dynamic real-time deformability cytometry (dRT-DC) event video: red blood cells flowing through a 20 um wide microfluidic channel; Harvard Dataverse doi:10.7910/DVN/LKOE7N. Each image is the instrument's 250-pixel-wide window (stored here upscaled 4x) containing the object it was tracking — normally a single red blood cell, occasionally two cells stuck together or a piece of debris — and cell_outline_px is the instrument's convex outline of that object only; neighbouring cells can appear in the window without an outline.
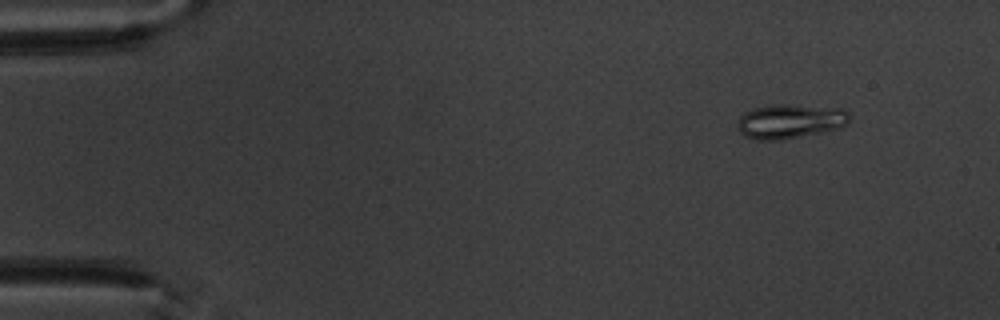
{"species": "common noctule bat (a hibernating species)", "species_latin": "Nyctalus noctula", "temperature_condition": "warm", "stored_images_in_passage": 4, "camera_frame_rate_fps": 3000, "um_per_image_px": 0.085, "animal": {"sex": "male", "body_mass_g": 20.1, "forearm_length_mm": 53.5}, "frame": {"image": 1, "passage_image": 1, "time_ms": 0.0, "image_size_px": [1000, 320], "cell_outline_px": [[848, 124], [840, 128], [784, 140], [756, 140], [744, 136], [736, 128], [736, 124], [740, 116], [744, 112], [752, 108], [768, 104], [784, 104], [844, 108], [848, 112]], "centroid_in_image_um": [67.11, 10.3], "position_along_channel_um": 17.9, "area_um2": 22.89}}
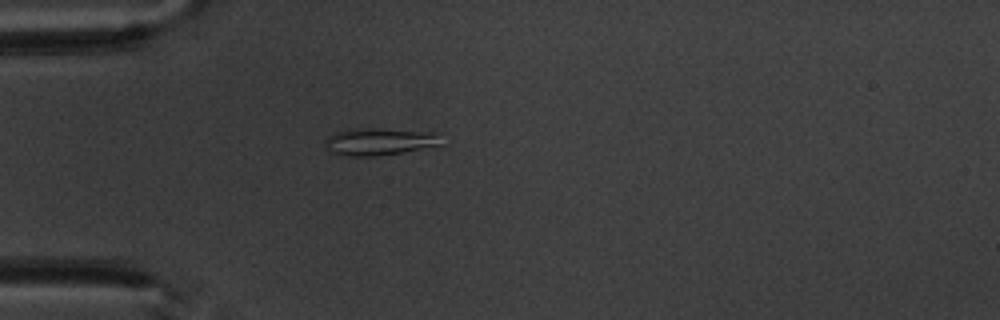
{"frame": {"image": 2, "passage_image": 4, "time_ms": 3.333, "image_size_px": [1000, 320], "cell_outline_px": [[444, 144], [400, 152], [376, 156], [340, 156], [332, 152], [324, 144], [324, 140], [328, 136], [336, 132], [348, 128], [372, 128], [440, 132]], "centroid_in_image_um": [32.26, 12.02], "position_along_channel_um": 52.7, "area_um2": 18.73}}